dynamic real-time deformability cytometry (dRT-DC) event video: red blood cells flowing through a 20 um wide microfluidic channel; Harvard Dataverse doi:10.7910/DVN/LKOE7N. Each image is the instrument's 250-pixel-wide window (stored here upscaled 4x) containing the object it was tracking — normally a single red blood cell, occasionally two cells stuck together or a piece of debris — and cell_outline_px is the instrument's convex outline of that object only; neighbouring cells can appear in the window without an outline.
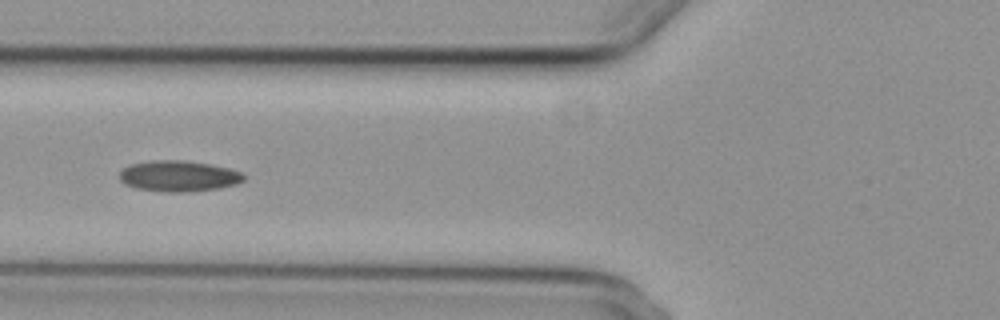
{"species": "common noctule bat (a hibernating species)", "species_latin": "Nyctalus noctula", "temperature_condition": "cold", "stored_images_in_passage": 6, "camera_frame_rate_fps": 3000, "um_per_image_px": 0.085, "animal": {"sex": "female", "body_mass_g": 29.2, "forearm_length_mm": 56.3}, "frame": {"image": 1, "passage_image": 6, "time_ms": 6.0, "image_size_px": [1000, 320], "cell_outline_px": [[244, 180], [236, 184], [220, 188], [192, 192], [160, 192], [136, 188], [124, 184], [120, 180], [120, 172], [124, 168], [132, 164], [152, 160], [184, 160], [208, 164], [228, 168], [240, 172], [244, 176]], "centroid_in_image_um": [15.17, 14.98], "position_along_channel_um": 110.6, "area_um2": 22.43}}